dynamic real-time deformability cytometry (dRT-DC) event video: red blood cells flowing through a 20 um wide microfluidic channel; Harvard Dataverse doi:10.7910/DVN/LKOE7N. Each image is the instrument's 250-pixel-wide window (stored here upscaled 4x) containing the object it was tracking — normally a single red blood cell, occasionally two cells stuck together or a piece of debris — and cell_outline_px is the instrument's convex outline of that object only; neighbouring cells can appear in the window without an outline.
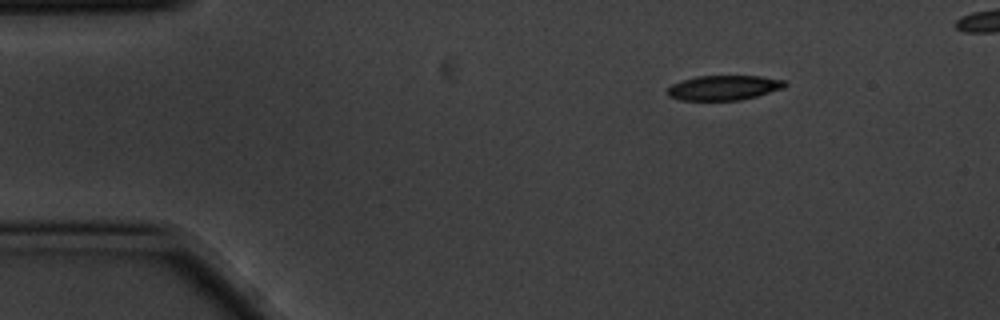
{"species": "common noctule bat (a hibernating species)", "species_latin": "Nyctalus noctula", "temperature_condition": "cold", "stored_images_in_passage": 12, "camera_frame_rate_fps": 3000, "um_per_image_px": 0.085, "animal": {"sex": "male", "body_mass_g": 20.1, "forearm_length_mm": 53.5}, "frame": {"image": 1, "passage_image": 1, "time_ms": 0.0, "image_size_px": [1000, 320], "cell_outline_px": [[788, 84], [784, 88], [756, 96], [740, 100], [680, 100], [668, 96], [668, 88], [672, 84], [696, 76], [760, 76], [784, 80]], "centroid_in_image_um": [61.54, 7.45], "position_along_channel_um": 23.5, "area_um2": 16.88}}